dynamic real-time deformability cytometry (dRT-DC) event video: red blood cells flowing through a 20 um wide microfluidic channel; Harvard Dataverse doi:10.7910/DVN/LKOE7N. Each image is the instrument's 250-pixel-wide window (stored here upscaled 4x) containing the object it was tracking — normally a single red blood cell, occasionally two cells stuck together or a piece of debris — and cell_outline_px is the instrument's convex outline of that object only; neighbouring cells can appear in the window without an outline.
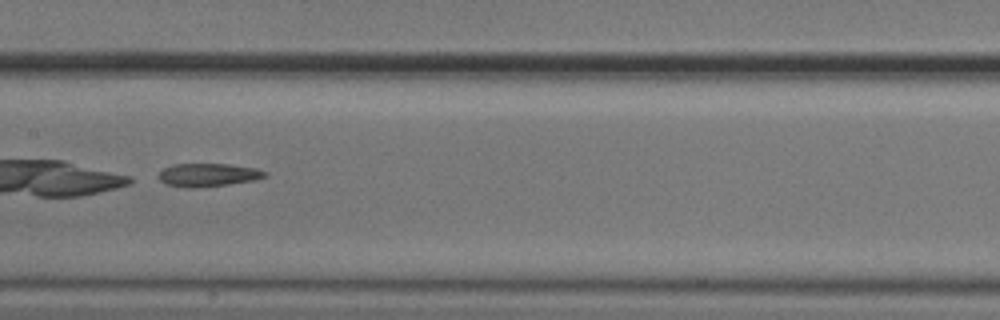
{"species": "common noctule bat (a hibernating species)", "species_latin": "Nyctalus noctula", "temperature_condition": "cold", "stored_images_in_passage": 46, "camera_frame_rate_fps": 3000, "um_per_image_px": 0.085, "animal": {"sex": "male", "body_mass_g": 20.5, "forearm_length_mm": 52.5}, "frame": {"image": 1, "passage_image": 20, "time_ms": 6.333, "image_size_px": [1000, 320], "cell_outline_px": [[268, 176], [252, 180], [228, 184], [192, 188], [188, 188], [164, 184], [156, 176], [164, 168], [172, 164], [228, 164], [256, 168], [268, 172]], "centroid_in_image_um": [17.66, 14.86], "position_along_channel_um": 189.7, "area_um2": 14.39}}